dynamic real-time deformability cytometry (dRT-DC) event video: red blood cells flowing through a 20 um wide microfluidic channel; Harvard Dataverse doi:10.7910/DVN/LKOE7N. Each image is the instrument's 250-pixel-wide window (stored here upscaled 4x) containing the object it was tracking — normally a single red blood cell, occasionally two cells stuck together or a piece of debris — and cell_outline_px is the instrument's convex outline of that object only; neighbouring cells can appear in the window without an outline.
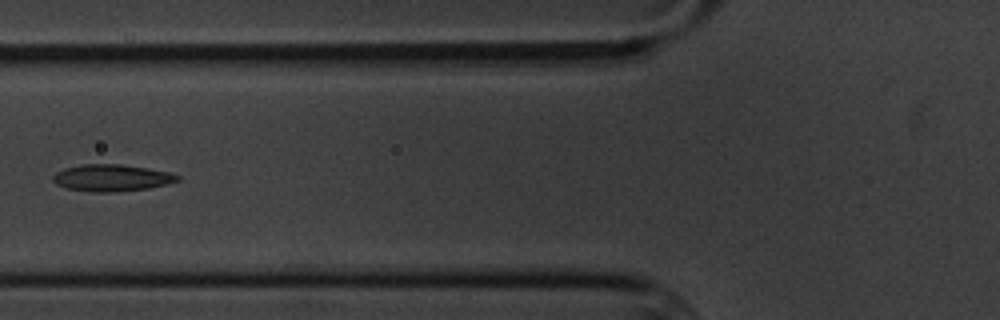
{"species": "common noctule bat (a hibernating species)", "species_latin": "Nyctalus noctula", "temperature_condition": "cold", "stored_images_in_passage": 7, "camera_frame_rate_fps": 3000, "um_per_image_px": 0.085, "animal": {"sex": "male", "body_mass_g": 20.1, "forearm_length_mm": 53.5}, "frame": {"image": 1, "passage_image": 5, "time_ms": 4.667, "image_size_px": [1000, 320], "cell_outline_px": [[180, 180], [168, 184], [148, 188], [116, 192], [92, 192], [64, 188], [56, 184], [52, 180], [52, 176], [56, 172], [64, 168], [80, 164], [120, 164], [148, 168], [168, 172], [180, 176]], "centroid_in_image_um": [9.46, 15.12], "position_along_channel_um": 116.3, "area_um2": 19.65}}
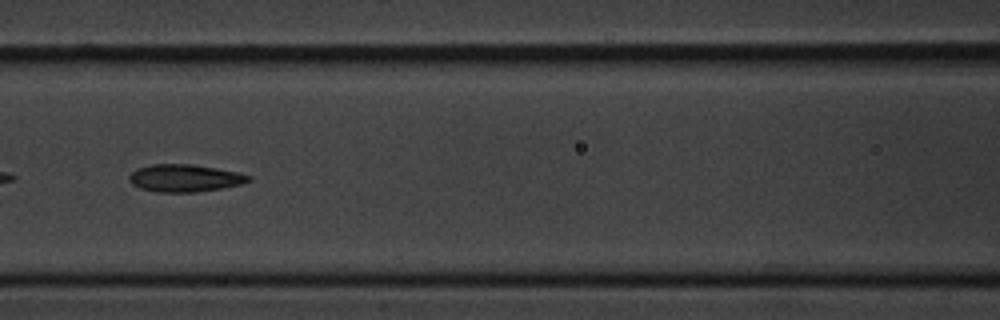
{"frame": {"image": 2, "passage_image": 6, "time_ms": 5.667, "image_size_px": [1000, 320], "cell_outline_px": [[252, 180], [240, 184], [220, 188], [196, 192], [156, 192], [140, 188], [132, 184], [128, 180], [128, 176], [136, 168], [152, 164], [192, 164], [240, 172], [252, 176]], "centroid_in_image_um": [15.69, 15.13], "position_along_channel_um": 150.9, "area_um2": 19.19}}
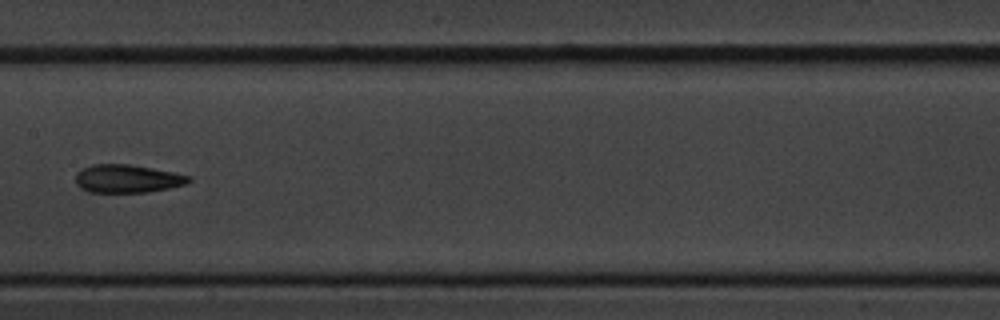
{"frame": {"image": 3, "passage_image": 7, "time_ms": 7.0, "image_size_px": [1000, 320], "cell_outline_px": [[192, 180], [184, 184], [168, 188], [148, 192], [88, 192], [80, 188], [76, 184], [76, 172], [92, 164], [128, 164], [152, 168], [192, 176]], "centroid_in_image_um": [10.8, 15.19], "position_along_channel_um": 196.6, "area_um2": 18.5}}